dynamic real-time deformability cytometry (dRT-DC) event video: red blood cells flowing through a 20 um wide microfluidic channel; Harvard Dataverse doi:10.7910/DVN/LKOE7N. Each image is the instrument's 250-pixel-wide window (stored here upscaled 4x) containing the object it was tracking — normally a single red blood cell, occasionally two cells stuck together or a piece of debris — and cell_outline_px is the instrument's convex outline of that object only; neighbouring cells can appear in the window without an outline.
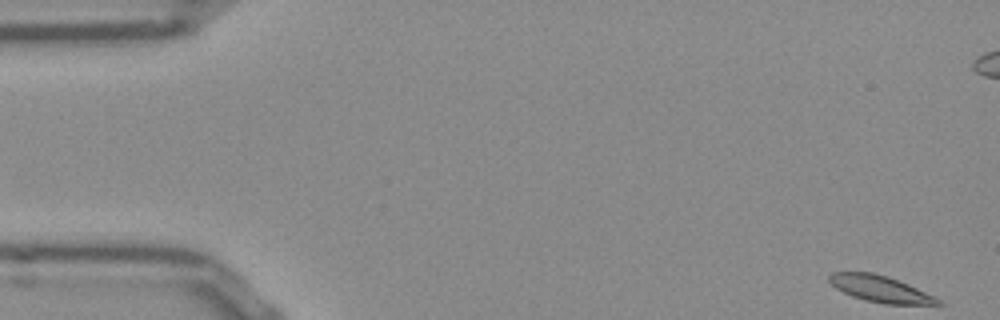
{"species": "Egyptian fruit bat (a non-hibernating species)", "species_latin": "Rousettus aegyptiacus", "temperature_condition": "room temperature", "stored_images_in_passage": 53, "camera_frame_rate_fps": 3000, "um_per_image_px": 0.085, "frame": {"image": 1, "passage_image": 1, "time_ms": 0.0, "image_size_px": [1000, 320], "cell_outline_px": [[944, 304], [884, 304], [864, 300], [852, 296], [836, 288], [828, 280], [828, 276], [832, 272], [872, 272], [888, 276], [908, 284], [936, 296]], "centroid_in_image_um": [74.83, 24.55], "position_along_channel_um": 10.2, "area_um2": 16.76}}
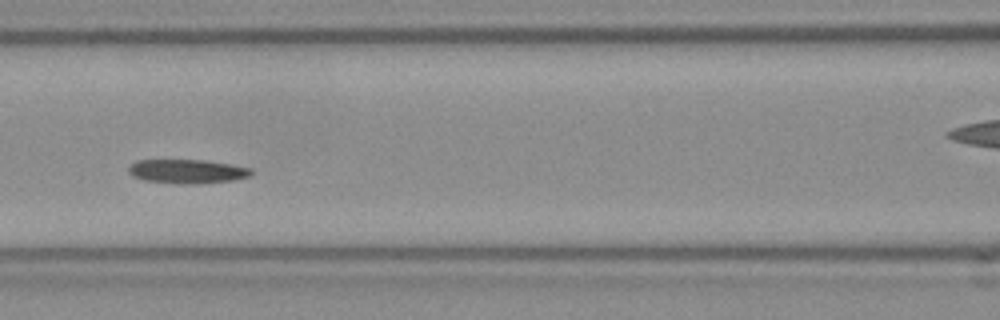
{"frame": {"image": 2, "passage_image": 22, "time_ms": 7.0, "image_size_px": [1000, 320], "cell_outline_px": [[252, 176], [236, 180], [188, 184], [176, 184], [144, 180], [132, 176], [128, 172], [128, 168], [136, 160], [204, 160], [232, 164], [252, 168]], "centroid_in_image_um": [15.94, 14.57], "position_along_channel_um": 150.7, "area_um2": 17.34}}
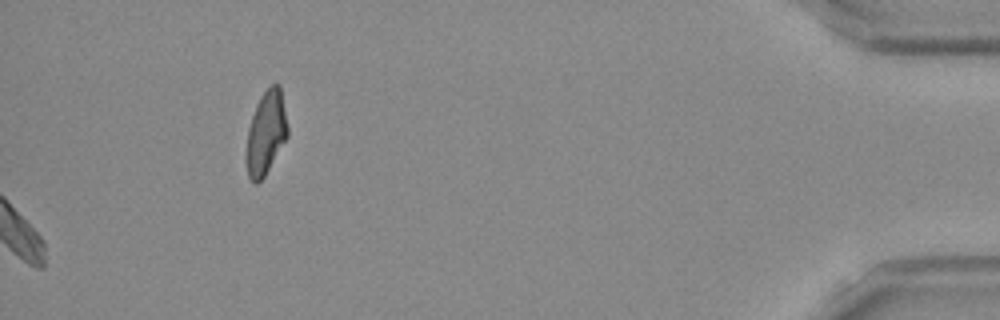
{"frame": {"image": 3, "passage_image": 53, "time_ms": 17.333, "image_size_px": [1000, 320], "cell_outline_px": [[288, 136], [264, 176], [256, 184], [252, 184], [248, 176], [244, 156], [248, 128], [256, 104], [260, 96], [272, 84], [280, 84], [288, 128]], "centroid_in_image_um": [22.58, 11.32], "position_along_channel_um": 412.6, "area_um2": 20.29}, "authors_computed_cell_mechanics": {"area_um2": 17.1666, "velocity_mm_per_s": 3.8024, "shape_relaxation_time_tau1_ms": null, "shape_relaxation_time_tau2_ms": 4.4547, "deformation_change_tau1": null, "deformation_change_tau2": 0.0797}}